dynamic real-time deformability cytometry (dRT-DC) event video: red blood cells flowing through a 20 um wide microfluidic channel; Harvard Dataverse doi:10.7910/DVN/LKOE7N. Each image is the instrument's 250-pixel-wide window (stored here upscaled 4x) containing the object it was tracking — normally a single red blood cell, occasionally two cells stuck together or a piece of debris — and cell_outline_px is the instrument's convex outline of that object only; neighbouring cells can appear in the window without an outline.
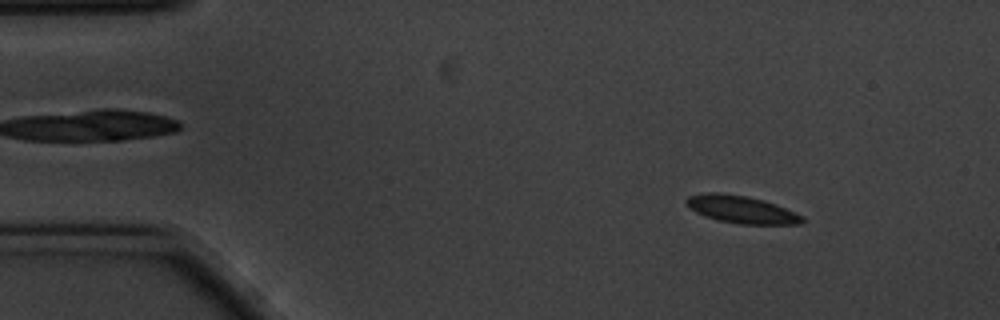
{"species": "common noctule bat (a hibernating species)", "species_latin": "Nyctalus noctula", "temperature_condition": "cold", "stored_images_in_passage": 58, "segment_of_instrument_passage": [1, 2], "camera_frame_rate_fps": 3000, "um_per_image_px": 0.085, "animal": {"sex": "male", "body_mass_g": 20.1, "forearm_length_mm": 53.5}, "frame": {"image": 1, "passage_image": 7, "time_ms": 2.0, "image_size_px": [1000, 320], "cell_outline_px": [[804, 220], [800, 224], [740, 224], [716, 220], [704, 216], [688, 208], [684, 200], [688, 196], [708, 192], [720, 192], [744, 196], [764, 200], [776, 204], [804, 216]], "centroid_in_image_um": [62.99, 17.8], "position_along_channel_um": 22.0, "area_um2": 18.67}}
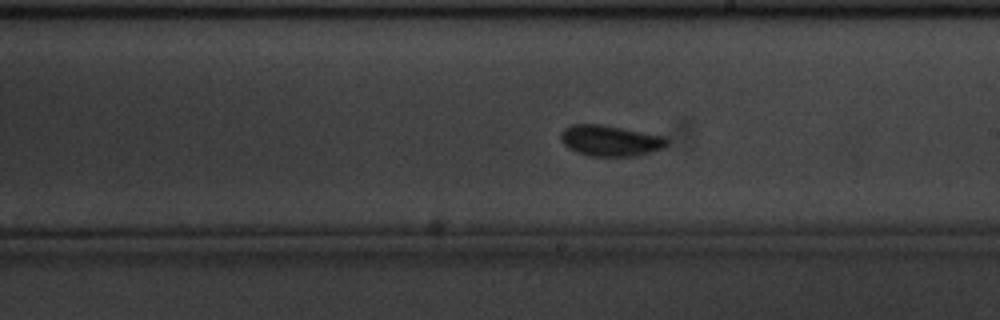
{"frame": {"image": 2, "passage_image": 32, "time_ms": 10.333, "image_size_px": [1000, 320], "cell_outline_px": [[668, 144], [664, 148], [636, 156], [588, 156], [576, 152], [568, 148], [560, 140], [560, 132], [564, 128], [572, 124], [604, 124], [664, 136], [668, 140]], "centroid_in_image_um": [51.85, 11.95], "position_along_channel_um": 237.1, "area_um2": 19.36}}
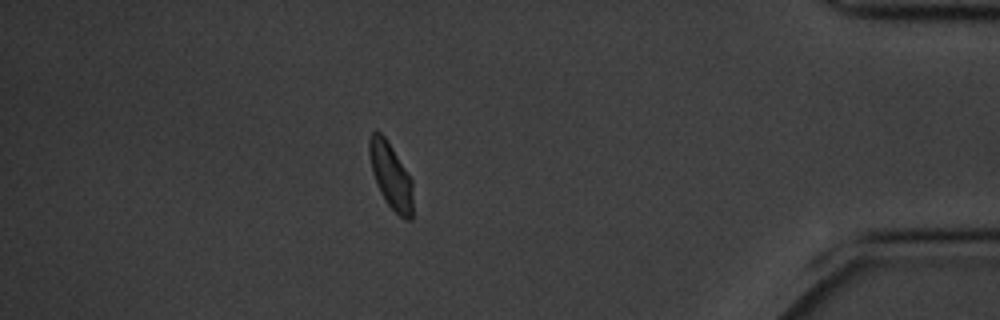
{"frame": {"image": 3, "passage_image": 50, "time_ms": 16.333, "image_size_px": [1000, 320], "cell_outline_px": [[412, 220], [404, 220], [388, 204], [380, 192], [376, 184], [372, 172], [368, 152], [368, 140], [372, 132], [376, 128], [388, 140], [412, 180]], "centroid_in_image_um": [33.19, 14.9], "position_along_channel_um": 402.0, "area_um2": 16.88}}